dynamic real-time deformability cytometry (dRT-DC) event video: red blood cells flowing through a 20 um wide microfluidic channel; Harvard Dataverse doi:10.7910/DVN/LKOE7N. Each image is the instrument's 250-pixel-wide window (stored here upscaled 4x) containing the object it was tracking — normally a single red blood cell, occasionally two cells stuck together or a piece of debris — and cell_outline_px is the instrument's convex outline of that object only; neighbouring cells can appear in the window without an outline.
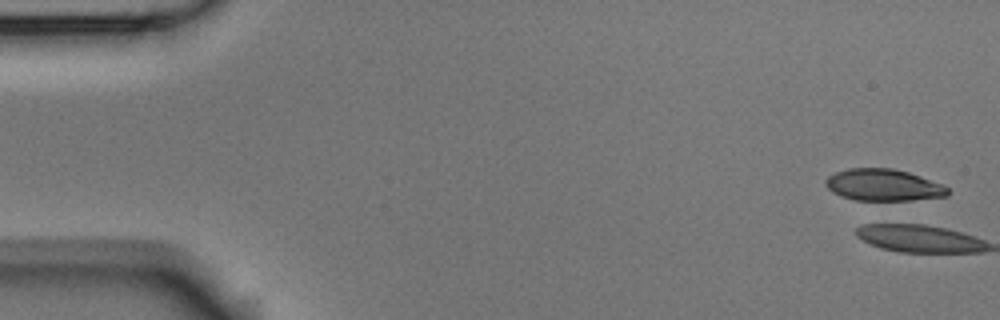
{"species": "Egyptian fruit bat (a non-hibernating species)", "species_latin": "Rousettus aegyptiacus", "temperature_condition": "room temperature", "stored_images_in_passage": 4, "camera_frame_rate_fps": 3000, "um_per_image_px": 0.085, "animal": {"sex": "male"}, "frame": {"image": 1, "passage_image": 1, "time_ms": 0.0, "image_size_px": [1000, 320], "cell_outline_px": [[948, 196], [912, 200], [852, 200], [840, 196], [832, 192], [824, 184], [824, 180], [828, 176], [836, 172], [848, 168], [892, 168], [908, 172], [944, 184], [948, 188]], "centroid_in_image_um": [75.07, 15.73], "position_along_channel_um": 9.9, "area_um2": 22.77}}